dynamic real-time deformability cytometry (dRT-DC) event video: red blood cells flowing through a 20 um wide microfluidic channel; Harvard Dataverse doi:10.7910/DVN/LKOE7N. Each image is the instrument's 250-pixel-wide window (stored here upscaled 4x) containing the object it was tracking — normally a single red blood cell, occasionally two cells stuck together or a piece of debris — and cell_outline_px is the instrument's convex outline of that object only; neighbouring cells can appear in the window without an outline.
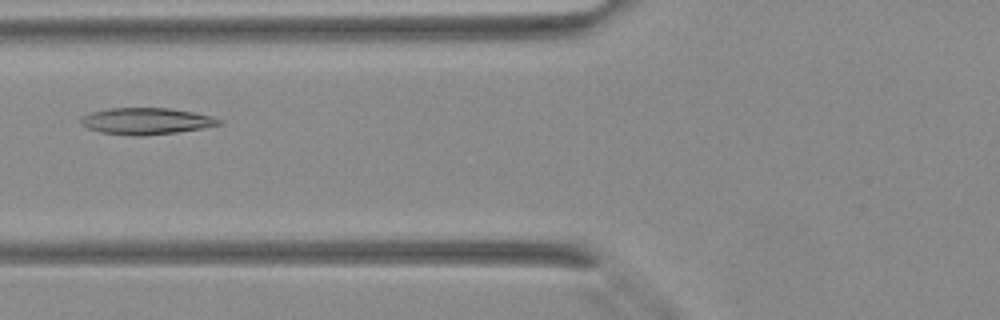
{"species": "Egyptian fruit bat (a non-hibernating species)", "species_latin": "Rousettus aegyptiacus", "temperature_condition": "warm", "stored_images_in_passage": 31, "camera_frame_rate_fps": 3000, "um_per_image_px": 0.085, "animal": {"sex": "female"}, "frame": {"image": 1, "passage_image": 6, "time_ms": 1.667, "image_size_px": [1000, 320], "cell_outline_px": [[224, 124], [204, 128], [176, 132], [144, 136], [132, 136], [100, 132], [88, 128], [80, 124], [80, 116], [92, 112], [108, 108], [168, 108], [216, 116], [224, 120]], "centroid_in_image_um": [12.47, 10.29], "position_along_channel_um": 113.3, "area_um2": 21.73}}
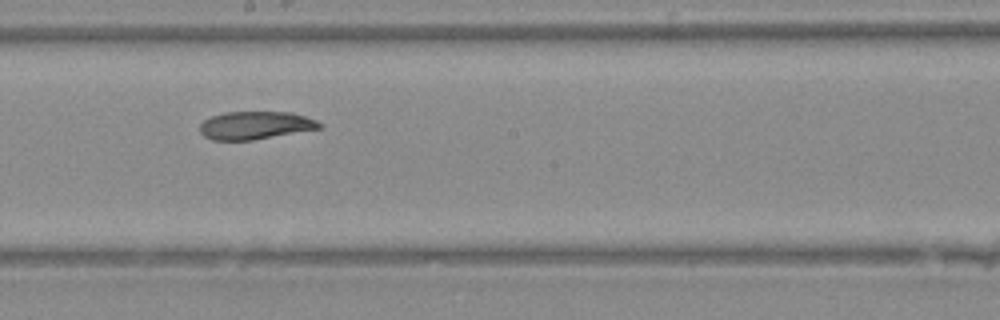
{"frame": {"image": 2, "passage_image": 13, "time_ms": 4.0, "image_size_px": [1000, 320], "cell_outline_px": [[324, 128], [252, 140], [212, 140], [204, 136], [200, 132], [200, 124], [204, 120], [212, 116], [224, 112], [292, 112], [316, 120], [324, 124]], "centroid_in_image_um": [21.74, 10.65], "position_along_channel_um": 226.5, "area_um2": 19.59}}
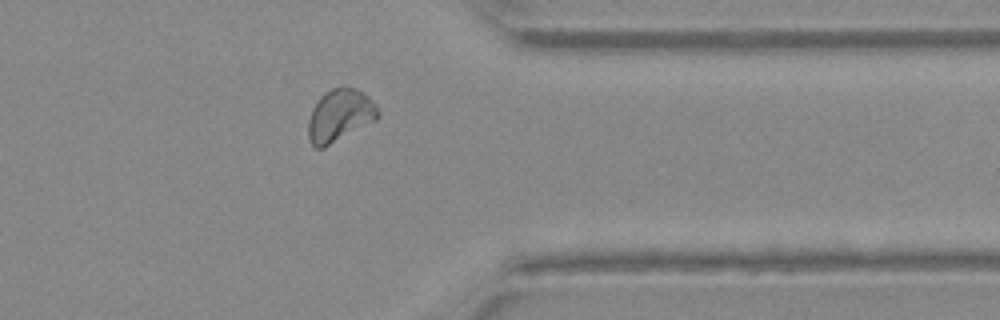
{"frame": {"image": 3, "passage_image": 23, "time_ms": 7.333, "image_size_px": [1000, 320], "cell_outline_px": [[380, 116], [376, 120], [324, 148], [316, 148], [312, 144], [308, 136], [308, 120], [312, 108], [320, 96], [324, 92], [332, 88], [356, 88], [364, 92], [376, 104], [380, 112]], "centroid_in_image_um": [28.89, 9.81], "position_along_channel_um": 382.5, "area_um2": 21.39}}